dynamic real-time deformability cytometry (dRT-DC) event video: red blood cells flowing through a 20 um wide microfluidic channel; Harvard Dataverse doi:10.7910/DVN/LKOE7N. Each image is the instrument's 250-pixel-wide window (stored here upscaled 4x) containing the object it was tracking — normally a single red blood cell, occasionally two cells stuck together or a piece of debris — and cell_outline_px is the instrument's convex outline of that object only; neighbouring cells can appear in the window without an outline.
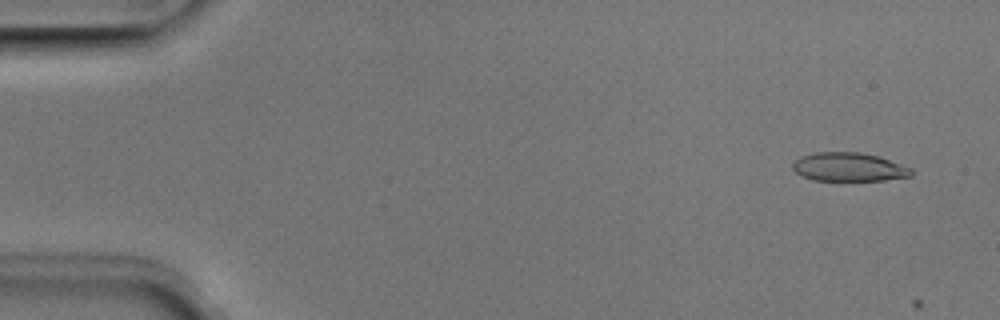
{"species": "Egyptian fruit bat (a non-hibernating species)", "species_latin": "Rousettus aegyptiacus", "temperature_condition": "room temperature", "stored_images_in_passage": 5, "camera_frame_rate_fps": 3000, "um_per_image_px": 0.085, "animal": {"sex": "male"}, "frame": {"image": 1, "passage_image": 1, "time_ms": 0.0, "image_size_px": [1000, 320], "cell_outline_px": [[912, 176], [884, 180], [812, 180], [800, 176], [792, 168], [792, 164], [800, 156], [816, 152], [860, 152], [880, 156], [912, 168]], "centroid_in_image_um": [72.15, 14.19], "position_along_channel_um": 12.9, "area_um2": 19.94}}